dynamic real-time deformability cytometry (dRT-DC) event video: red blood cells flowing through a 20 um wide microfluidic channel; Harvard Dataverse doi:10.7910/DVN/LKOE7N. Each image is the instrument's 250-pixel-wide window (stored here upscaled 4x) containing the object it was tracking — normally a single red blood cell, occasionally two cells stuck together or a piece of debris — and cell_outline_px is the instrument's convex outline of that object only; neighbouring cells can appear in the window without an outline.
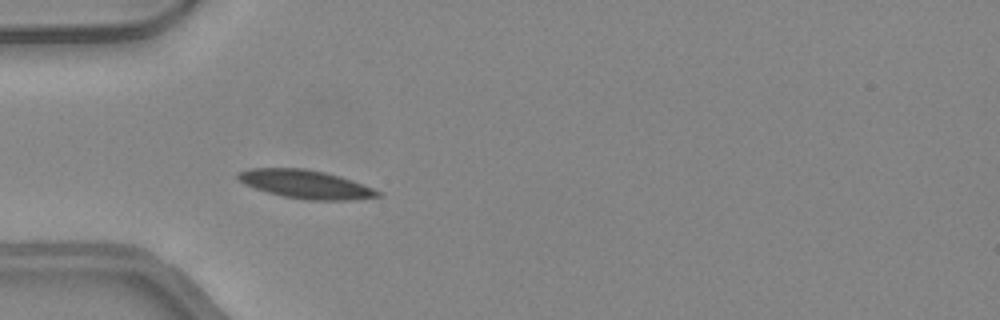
{"species": "common noctule bat (a hibernating species)", "species_latin": "Nyctalus noctula", "temperature_condition": "warm", "stored_images_in_passage": 43, "camera_frame_rate_fps": 3000, "um_per_image_px": 0.085, "animal": {"sex": "female", "body_mass_g": 24.6, "forearm_length_mm": 56.2}, "frame": {"image": 1, "passage_image": 10, "time_ms": 3.0, "image_size_px": [1000, 320], "cell_outline_px": [[380, 196], [356, 200], [308, 200], [284, 196], [268, 192], [244, 184], [236, 176], [236, 172], [252, 168], [304, 168], [324, 172], [340, 176], [352, 180], [372, 188], [380, 192]], "centroid_in_image_um": [25.98, 15.66], "position_along_channel_um": 59.0, "area_um2": 23.0}}
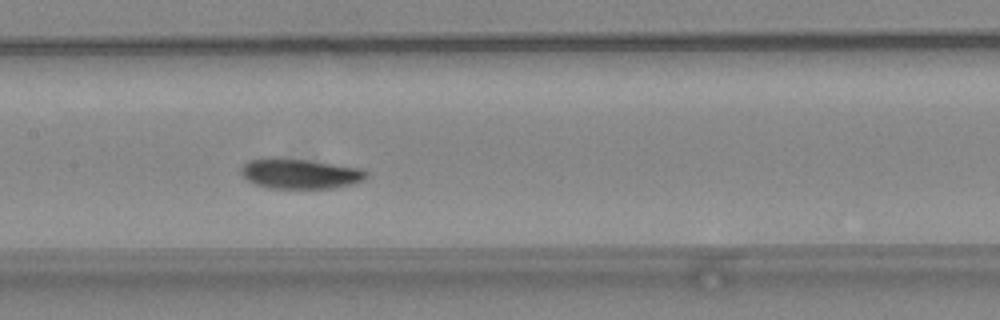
{"frame": {"image": 2, "passage_image": 19, "time_ms": 6.0, "image_size_px": [1000, 320], "cell_outline_px": [[368, 176], [352, 184], [332, 188], [268, 188], [256, 184], [248, 180], [240, 172], [240, 168], [248, 160], [272, 156], [276, 156], [360, 168], [368, 172]], "centroid_in_image_um": [25.44, 14.75], "position_along_channel_um": 182.0, "area_um2": 21.91}}
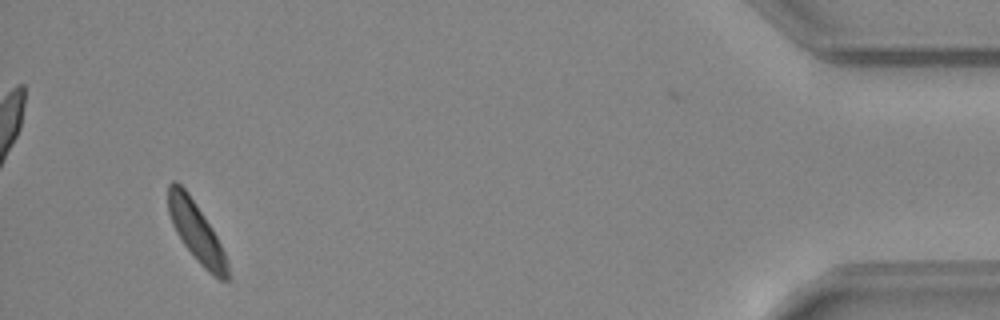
{"frame": {"image": 3, "passage_image": 41, "time_ms": 13.333, "image_size_px": [1000, 320], "cell_outline_px": [[228, 280], [220, 280], [212, 276], [196, 260], [184, 244], [176, 232], [172, 224], [168, 212], [168, 184], [172, 180], [176, 180], [188, 192], [212, 228], [228, 260]], "centroid_in_image_um": [16.67, 19.7], "position_along_channel_um": 418.5, "area_um2": 20.52}, "authors_computed_cell_mechanics": {"area_um2": 21.675, "velocity_mm_per_s": 4.2397, "shape_relaxation_time_tau1_ms": 2.7198, "shape_relaxation_time_tau2_ms": null, "deformation_change_tau1": 0.0902, "deformation_change_tau2": null}}